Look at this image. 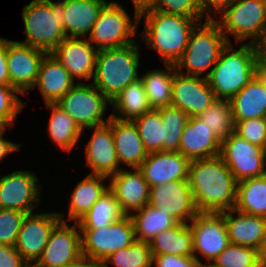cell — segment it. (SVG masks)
Masks as SVG:
<instances>
[{
  "label": "cell",
  "mask_w": 266,
  "mask_h": 267,
  "mask_svg": "<svg viewBox=\"0 0 266 267\" xmlns=\"http://www.w3.org/2000/svg\"><path fill=\"white\" fill-rule=\"evenodd\" d=\"M258 259L260 267H266V237L258 249Z\"/></svg>",
  "instance_id": "obj_53"
},
{
  "label": "cell",
  "mask_w": 266,
  "mask_h": 267,
  "mask_svg": "<svg viewBox=\"0 0 266 267\" xmlns=\"http://www.w3.org/2000/svg\"><path fill=\"white\" fill-rule=\"evenodd\" d=\"M51 112L48 126L49 138L64 151H71L82 135L75 120L56 103L45 104Z\"/></svg>",
  "instance_id": "obj_33"
},
{
  "label": "cell",
  "mask_w": 266,
  "mask_h": 267,
  "mask_svg": "<svg viewBox=\"0 0 266 267\" xmlns=\"http://www.w3.org/2000/svg\"><path fill=\"white\" fill-rule=\"evenodd\" d=\"M152 255L193 256L192 230L187 223L160 232L149 242Z\"/></svg>",
  "instance_id": "obj_31"
},
{
  "label": "cell",
  "mask_w": 266,
  "mask_h": 267,
  "mask_svg": "<svg viewBox=\"0 0 266 267\" xmlns=\"http://www.w3.org/2000/svg\"><path fill=\"white\" fill-rule=\"evenodd\" d=\"M234 209L266 218V174L237 182Z\"/></svg>",
  "instance_id": "obj_34"
},
{
  "label": "cell",
  "mask_w": 266,
  "mask_h": 267,
  "mask_svg": "<svg viewBox=\"0 0 266 267\" xmlns=\"http://www.w3.org/2000/svg\"><path fill=\"white\" fill-rule=\"evenodd\" d=\"M190 160L180 152L148 153L138 168L149 187L188 179Z\"/></svg>",
  "instance_id": "obj_22"
},
{
  "label": "cell",
  "mask_w": 266,
  "mask_h": 267,
  "mask_svg": "<svg viewBox=\"0 0 266 267\" xmlns=\"http://www.w3.org/2000/svg\"><path fill=\"white\" fill-rule=\"evenodd\" d=\"M164 129L163 152H178L180 138L189 116L172 105L159 109Z\"/></svg>",
  "instance_id": "obj_39"
},
{
  "label": "cell",
  "mask_w": 266,
  "mask_h": 267,
  "mask_svg": "<svg viewBox=\"0 0 266 267\" xmlns=\"http://www.w3.org/2000/svg\"><path fill=\"white\" fill-rule=\"evenodd\" d=\"M220 141L234 133L235 123L233 120L232 106L230 100L216 99L198 116Z\"/></svg>",
  "instance_id": "obj_37"
},
{
  "label": "cell",
  "mask_w": 266,
  "mask_h": 267,
  "mask_svg": "<svg viewBox=\"0 0 266 267\" xmlns=\"http://www.w3.org/2000/svg\"><path fill=\"white\" fill-rule=\"evenodd\" d=\"M0 267H31L15 249V246L0 244Z\"/></svg>",
  "instance_id": "obj_47"
},
{
  "label": "cell",
  "mask_w": 266,
  "mask_h": 267,
  "mask_svg": "<svg viewBox=\"0 0 266 267\" xmlns=\"http://www.w3.org/2000/svg\"><path fill=\"white\" fill-rule=\"evenodd\" d=\"M62 64L51 53L46 54L39 67L34 88L37 86L44 103H57L76 82Z\"/></svg>",
  "instance_id": "obj_25"
},
{
  "label": "cell",
  "mask_w": 266,
  "mask_h": 267,
  "mask_svg": "<svg viewBox=\"0 0 266 267\" xmlns=\"http://www.w3.org/2000/svg\"><path fill=\"white\" fill-rule=\"evenodd\" d=\"M236 213V215H233ZM230 244L259 249L266 237V218L231 209L223 212ZM236 216V217H235Z\"/></svg>",
  "instance_id": "obj_24"
},
{
  "label": "cell",
  "mask_w": 266,
  "mask_h": 267,
  "mask_svg": "<svg viewBox=\"0 0 266 267\" xmlns=\"http://www.w3.org/2000/svg\"><path fill=\"white\" fill-rule=\"evenodd\" d=\"M134 4L135 14H139L144 8H147L154 0H132Z\"/></svg>",
  "instance_id": "obj_54"
},
{
  "label": "cell",
  "mask_w": 266,
  "mask_h": 267,
  "mask_svg": "<svg viewBox=\"0 0 266 267\" xmlns=\"http://www.w3.org/2000/svg\"><path fill=\"white\" fill-rule=\"evenodd\" d=\"M82 256L102 262L109 255L129 247L135 241L129 216L98 229H80Z\"/></svg>",
  "instance_id": "obj_10"
},
{
  "label": "cell",
  "mask_w": 266,
  "mask_h": 267,
  "mask_svg": "<svg viewBox=\"0 0 266 267\" xmlns=\"http://www.w3.org/2000/svg\"><path fill=\"white\" fill-rule=\"evenodd\" d=\"M228 43L216 19H206L204 24L199 22L191 31L186 49L175 68L182 71L186 67L187 75L200 76L216 65Z\"/></svg>",
  "instance_id": "obj_6"
},
{
  "label": "cell",
  "mask_w": 266,
  "mask_h": 267,
  "mask_svg": "<svg viewBox=\"0 0 266 267\" xmlns=\"http://www.w3.org/2000/svg\"><path fill=\"white\" fill-rule=\"evenodd\" d=\"M257 63H266V31L254 43Z\"/></svg>",
  "instance_id": "obj_51"
},
{
  "label": "cell",
  "mask_w": 266,
  "mask_h": 267,
  "mask_svg": "<svg viewBox=\"0 0 266 267\" xmlns=\"http://www.w3.org/2000/svg\"><path fill=\"white\" fill-rule=\"evenodd\" d=\"M234 133L266 150V117L234 122Z\"/></svg>",
  "instance_id": "obj_44"
},
{
  "label": "cell",
  "mask_w": 266,
  "mask_h": 267,
  "mask_svg": "<svg viewBox=\"0 0 266 267\" xmlns=\"http://www.w3.org/2000/svg\"><path fill=\"white\" fill-rule=\"evenodd\" d=\"M188 182L199 212L234 209L237 181L220 155L191 160Z\"/></svg>",
  "instance_id": "obj_1"
},
{
  "label": "cell",
  "mask_w": 266,
  "mask_h": 267,
  "mask_svg": "<svg viewBox=\"0 0 266 267\" xmlns=\"http://www.w3.org/2000/svg\"><path fill=\"white\" fill-rule=\"evenodd\" d=\"M106 3L105 0H64L66 37L87 38Z\"/></svg>",
  "instance_id": "obj_27"
},
{
  "label": "cell",
  "mask_w": 266,
  "mask_h": 267,
  "mask_svg": "<svg viewBox=\"0 0 266 267\" xmlns=\"http://www.w3.org/2000/svg\"><path fill=\"white\" fill-rule=\"evenodd\" d=\"M103 175L88 174L72 191L68 219L77 222L84 216L109 186L103 185ZM102 182V183H101Z\"/></svg>",
  "instance_id": "obj_32"
},
{
  "label": "cell",
  "mask_w": 266,
  "mask_h": 267,
  "mask_svg": "<svg viewBox=\"0 0 266 267\" xmlns=\"http://www.w3.org/2000/svg\"><path fill=\"white\" fill-rule=\"evenodd\" d=\"M6 128L8 127H3L0 130V161L9 153L20 150L19 147L21 146V144H14L13 142H10L3 138V134L6 131Z\"/></svg>",
  "instance_id": "obj_50"
},
{
  "label": "cell",
  "mask_w": 266,
  "mask_h": 267,
  "mask_svg": "<svg viewBox=\"0 0 266 267\" xmlns=\"http://www.w3.org/2000/svg\"><path fill=\"white\" fill-rule=\"evenodd\" d=\"M221 22H220V21ZM217 23L232 43L226 33L233 35L237 43L251 39L254 44L266 31V8L263 0H234L222 13Z\"/></svg>",
  "instance_id": "obj_8"
},
{
  "label": "cell",
  "mask_w": 266,
  "mask_h": 267,
  "mask_svg": "<svg viewBox=\"0 0 266 267\" xmlns=\"http://www.w3.org/2000/svg\"><path fill=\"white\" fill-rule=\"evenodd\" d=\"M198 8L202 14V16L205 18V13L207 12V18L206 19H214L213 16H211V12L213 14H217V12H223L234 0H196ZM209 12V14H208Z\"/></svg>",
  "instance_id": "obj_48"
},
{
  "label": "cell",
  "mask_w": 266,
  "mask_h": 267,
  "mask_svg": "<svg viewBox=\"0 0 266 267\" xmlns=\"http://www.w3.org/2000/svg\"><path fill=\"white\" fill-rule=\"evenodd\" d=\"M148 153L163 152L164 125L160 110L151 109L132 121Z\"/></svg>",
  "instance_id": "obj_38"
},
{
  "label": "cell",
  "mask_w": 266,
  "mask_h": 267,
  "mask_svg": "<svg viewBox=\"0 0 266 267\" xmlns=\"http://www.w3.org/2000/svg\"><path fill=\"white\" fill-rule=\"evenodd\" d=\"M220 156L237 182L266 174V150L235 133L221 141Z\"/></svg>",
  "instance_id": "obj_11"
},
{
  "label": "cell",
  "mask_w": 266,
  "mask_h": 267,
  "mask_svg": "<svg viewBox=\"0 0 266 267\" xmlns=\"http://www.w3.org/2000/svg\"><path fill=\"white\" fill-rule=\"evenodd\" d=\"M234 122L266 117V85L258 74L231 99Z\"/></svg>",
  "instance_id": "obj_28"
},
{
  "label": "cell",
  "mask_w": 266,
  "mask_h": 267,
  "mask_svg": "<svg viewBox=\"0 0 266 267\" xmlns=\"http://www.w3.org/2000/svg\"><path fill=\"white\" fill-rule=\"evenodd\" d=\"M107 262L116 267H152V253L149 243L134 241L129 247L115 251L102 261L103 267H109Z\"/></svg>",
  "instance_id": "obj_40"
},
{
  "label": "cell",
  "mask_w": 266,
  "mask_h": 267,
  "mask_svg": "<svg viewBox=\"0 0 266 267\" xmlns=\"http://www.w3.org/2000/svg\"><path fill=\"white\" fill-rule=\"evenodd\" d=\"M144 17L143 41L157 51L165 64L175 65L182 57L191 31L199 23L195 18L166 14L157 10L139 11V22Z\"/></svg>",
  "instance_id": "obj_2"
},
{
  "label": "cell",
  "mask_w": 266,
  "mask_h": 267,
  "mask_svg": "<svg viewBox=\"0 0 266 267\" xmlns=\"http://www.w3.org/2000/svg\"><path fill=\"white\" fill-rule=\"evenodd\" d=\"M210 265L212 267H260L258 250L229 244Z\"/></svg>",
  "instance_id": "obj_41"
},
{
  "label": "cell",
  "mask_w": 266,
  "mask_h": 267,
  "mask_svg": "<svg viewBox=\"0 0 266 267\" xmlns=\"http://www.w3.org/2000/svg\"><path fill=\"white\" fill-rule=\"evenodd\" d=\"M124 216L115 195L108 188L77 223L79 229H98L108 226Z\"/></svg>",
  "instance_id": "obj_36"
},
{
  "label": "cell",
  "mask_w": 266,
  "mask_h": 267,
  "mask_svg": "<svg viewBox=\"0 0 266 267\" xmlns=\"http://www.w3.org/2000/svg\"><path fill=\"white\" fill-rule=\"evenodd\" d=\"M61 221L59 212L28 213L22 220L15 249L32 267L41 257L53 228Z\"/></svg>",
  "instance_id": "obj_14"
},
{
  "label": "cell",
  "mask_w": 266,
  "mask_h": 267,
  "mask_svg": "<svg viewBox=\"0 0 266 267\" xmlns=\"http://www.w3.org/2000/svg\"><path fill=\"white\" fill-rule=\"evenodd\" d=\"M134 16L135 20L132 21L118 2L107 1L87 38L88 41L94 43L97 50L123 47L135 42L130 37L136 35L139 14Z\"/></svg>",
  "instance_id": "obj_7"
},
{
  "label": "cell",
  "mask_w": 266,
  "mask_h": 267,
  "mask_svg": "<svg viewBox=\"0 0 266 267\" xmlns=\"http://www.w3.org/2000/svg\"><path fill=\"white\" fill-rule=\"evenodd\" d=\"M94 128L95 131L85 151L87 166L92 169L90 174L109 178L122 169L112 135L111 117L107 123Z\"/></svg>",
  "instance_id": "obj_21"
},
{
  "label": "cell",
  "mask_w": 266,
  "mask_h": 267,
  "mask_svg": "<svg viewBox=\"0 0 266 267\" xmlns=\"http://www.w3.org/2000/svg\"><path fill=\"white\" fill-rule=\"evenodd\" d=\"M32 171H15L0 177V209H12L32 213L41 202L40 185Z\"/></svg>",
  "instance_id": "obj_17"
},
{
  "label": "cell",
  "mask_w": 266,
  "mask_h": 267,
  "mask_svg": "<svg viewBox=\"0 0 266 267\" xmlns=\"http://www.w3.org/2000/svg\"><path fill=\"white\" fill-rule=\"evenodd\" d=\"M200 267H212L210 264L209 265H207L206 263L205 264H203V265H200Z\"/></svg>",
  "instance_id": "obj_56"
},
{
  "label": "cell",
  "mask_w": 266,
  "mask_h": 267,
  "mask_svg": "<svg viewBox=\"0 0 266 267\" xmlns=\"http://www.w3.org/2000/svg\"><path fill=\"white\" fill-rule=\"evenodd\" d=\"M165 68L166 70L153 69L140 78L151 109L159 110L171 104L173 75L176 68L173 64H165Z\"/></svg>",
  "instance_id": "obj_35"
},
{
  "label": "cell",
  "mask_w": 266,
  "mask_h": 267,
  "mask_svg": "<svg viewBox=\"0 0 266 267\" xmlns=\"http://www.w3.org/2000/svg\"><path fill=\"white\" fill-rule=\"evenodd\" d=\"M66 267H103V264L100 261H95L82 256L79 260Z\"/></svg>",
  "instance_id": "obj_52"
},
{
  "label": "cell",
  "mask_w": 266,
  "mask_h": 267,
  "mask_svg": "<svg viewBox=\"0 0 266 267\" xmlns=\"http://www.w3.org/2000/svg\"><path fill=\"white\" fill-rule=\"evenodd\" d=\"M137 213L130 214L136 241L149 243L160 232L176 226L179 221L169 213L147 204Z\"/></svg>",
  "instance_id": "obj_29"
},
{
  "label": "cell",
  "mask_w": 266,
  "mask_h": 267,
  "mask_svg": "<svg viewBox=\"0 0 266 267\" xmlns=\"http://www.w3.org/2000/svg\"><path fill=\"white\" fill-rule=\"evenodd\" d=\"M191 222L193 257L203 265L197 256L199 253L206 259L207 265L211 264L230 244L223 212H199Z\"/></svg>",
  "instance_id": "obj_12"
},
{
  "label": "cell",
  "mask_w": 266,
  "mask_h": 267,
  "mask_svg": "<svg viewBox=\"0 0 266 267\" xmlns=\"http://www.w3.org/2000/svg\"><path fill=\"white\" fill-rule=\"evenodd\" d=\"M257 74L266 85V63H257Z\"/></svg>",
  "instance_id": "obj_55"
},
{
  "label": "cell",
  "mask_w": 266,
  "mask_h": 267,
  "mask_svg": "<svg viewBox=\"0 0 266 267\" xmlns=\"http://www.w3.org/2000/svg\"><path fill=\"white\" fill-rule=\"evenodd\" d=\"M60 214L61 221L53 228L41 257L32 267H66L82 257L79 225L71 227Z\"/></svg>",
  "instance_id": "obj_13"
},
{
  "label": "cell",
  "mask_w": 266,
  "mask_h": 267,
  "mask_svg": "<svg viewBox=\"0 0 266 267\" xmlns=\"http://www.w3.org/2000/svg\"><path fill=\"white\" fill-rule=\"evenodd\" d=\"M111 102L92 84L84 82L75 84L56 104L67 112L80 129H93L107 123L102 118L107 105Z\"/></svg>",
  "instance_id": "obj_9"
},
{
  "label": "cell",
  "mask_w": 266,
  "mask_h": 267,
  "mask_svg": "<svg viewBox=\"0 0 266 267\" xmlns=\"http://www.w3.org/2000/svg\"><path fill=\"white\" fill-rule=\"evenodd\" d=\"M155 267H200L193 256H178L173 254L152 255Z\"/></svg>",
  "instance_id": "obj_46"
},
{
  "label": "cell",
  "mask_w": 266,
  "mask_h": 267,
  "mask_svg": "<svg viewBox=\"0 0 266 267\" xmlns=\"http://www.w3.org/2000/svg\"><path fill=\"white\" fill-rule=\"evenodd\" d=\"M111 104L114 114L110 116L121 121H133L151 110L141 79L129 84Z\"/></svg>",
  "instance_id": "obj_30"
},
{
  "label": "cell",
  "mask_w": 266,
  "mask_h": 267,
  "mask_svg": "<svg viewBox=\"0 0 266 267\" xmlns=\"http://www.w3.org/2000/svg\"><path fill=\"white\" fill-rule=\"evenodd\" d=\"M47 53L41 49L7 40V66L10 84L22 95L34 89L38 78L39 67Z\"/></svg>",
  "instance_id": "obj_18"
},
{
  "label": "cell",
  "mask_w": 266,
  "mask_h": 267,
  "mask_svg": "<svg viewBox=\"0 0 266 267\" xmlns=\"http://www.w3.org/2000/svg\"><path fill=\"white\" fill-rule=\"evenodd\" d=\"M216 99L207 78L174 72L170 105L192 117L204 112Z\"/></svg>",
  "instance_id": "obj_16"
},
{
  "label": "cell",
  "mask_w": 266,
  "mask_h": 267,
  "mask_svg": "<svg viewBox=\"0 0 266 267\" xmlns=\"http://www.w3.org/2000/svg\"><path fill=\"white\" fill-rule=\"evenodd\" d=\"M166 14L187 16L202 22L203 16L196 0H154L147 8Z\"/></svg>",
  "instance_id": "obj_43"
},
{
  "label": "cell",
  "mask_w": 266,
  "mask_h": 267,
  "mask_svg": "<svg viewBox=\"0 0 266 267\" xmlns=\"http://www.w3.org/2000/svg\"><path fill=\"white\" fill-rule=\"evenodd\" d=\"M98 50L87 38L66 37L51 54L75 80L94 78Z\"/></svg>",
  "instance_id": "obj_19"
},
{
  "label": "cell",
  "mask_w": 266,
  "mask_h": 267,
  "mask_svg": "<svg viewBox=\"0 0 266 267\" xmlns=\"http://www.w3.org/2000/svg\"><path fill=\"white\" fill-rule=\"evenodd\" d=\"M149 205L171 214L180 223L191 221L199 213L188 179L149 187Z\"/></svg>",
  "instance_id": "obj_15"
},
{
  "label": "cell",
  "mask_w": 266,
  "mask_h": 267,
  "mask_svg": "<svg viewBox=\"0 0 266 267\" xmlns=\"http://www.w3.org/2000/svg\"><path fill=\"white\" fill-rule=\"evenodd\" d=\"M25 215L22 211L0 209V244L15 246Z\"/></svg>",
  "instance_id": "obj_45"
},
{
  "label": "cell",
  "mask_w": 266,
  "mask_h": 267,
  "mask_svg": "<svg viewBox=\"0 0 266 267\" xmlns=\"http://www.w3.org/2000/svg\"><path fill=\"white\" fill-rule=\"evenodd\" d=\"M0 85L11 86L7 66V39L0 37Z\"/></svg>",
  "instance_id": "obj_49"
},
{
  "label": "cell",
  "mask_w": 266,
  "mask_h": 267,
  "mask_svg": "<svg viewBox=\"0 0 266 267\" xmlns=\"http://www.w3.org/2000/svg\"><path fill=\"white\" fill-rule=\"evenodd\" d=\"M109 184V189L125 216H130L132 211H139L149 204V185L138 168H134V172L120 169L110 176Z\"/></svg>",
  "instance_id": "obj_20"
},
{
  "label": "cell",
  "mask_w": 266,
  "mask_h": 267,
  "mask_svg": "<svg viewBox=\"0 0 266 267\" xmlns=\"http://www.w3.org/2000/svg\"><path fill=\"white\" fill-rule=\"evenodd\" d=\"M111 129L119 163L127 164L132 169L139 168L148 152L135 124L111 117Z\"/></svg>",
  "instance_id": "obj_26"
},
{
  "label": "cell",
  "mask_w": 266,
  "mask_h": 267,
  "mask_svg": "<svg viewBox=\"0 0 266 267\" xmlns=\"http://www.w3.org/2000/svg\"><path fill=\"white\" fill-rule=\"evenodd\" d=\"M221 141L197 116L189 117L183 129L178 152L191 160L220 155Z\"/></svg>",
  "instance_id": "obj_23"
},
{
  "label": "cell",
  "mask_w": 266,
  "mask_h": 267,
  "mask_svg": "<svg viewBox=\"0 0 266 267\" xmlns=\"http://www.w3.org/2000/svg\"><path fill=\"white\" fill-rule=\"evenodd\" d=\"M26 39L20 42L51 53L65 38L64 0H32L22 11Z\"/></svg>",
  "instance_id": "obj_5"
},
{
  "label": "cell",
  "mask_w": 266,
  "mask_h": 267,
  "mask_svg": "<svg viewBox=\"0 0 266 267\" xmlns=\"http://www.w3.org/2000/svg\"><path fill=\"white\" fill-rule=\"evenodd\" d=\"M21 94L12 86L0 85V124L3 127H12L17 114L23 109L24 102L17 96Z\"/></svg>",
  "instance_id": "obj_42"
},
{
  "label": "cell",
  "mask_w": 266,
  "mask_h": 267,
  "mask_svg": "<svg viewBox=\"0 0 266 267\" xmlns=\"http://www.w3.org/2000/svg\"><path fill=\"white\" fill-rule=\"evenodd\" d=\"M139 45L133 42L117 48L98 50L92 84L112 102L138 75Z\"/></svg>",
  "instance_id": "obj_4"
},
{
  "label": "cell",
  "mask_w": 266,
  "mask_h": 267,
  "mask_svg": "<svg viewBox=\"0 0 266 267\" xmlns=\"http://www.w3.org/2000/svg\"><path fill=\"white\" fill-rule=\"evenodd\" d=\"M228 43L222 50L216 65L206 73L209 86L216 98L230 100L257 74L254 44L244 43L234 49Z\"/></svg>",
  "instance_id": "obj_3"
}]
</instances>
